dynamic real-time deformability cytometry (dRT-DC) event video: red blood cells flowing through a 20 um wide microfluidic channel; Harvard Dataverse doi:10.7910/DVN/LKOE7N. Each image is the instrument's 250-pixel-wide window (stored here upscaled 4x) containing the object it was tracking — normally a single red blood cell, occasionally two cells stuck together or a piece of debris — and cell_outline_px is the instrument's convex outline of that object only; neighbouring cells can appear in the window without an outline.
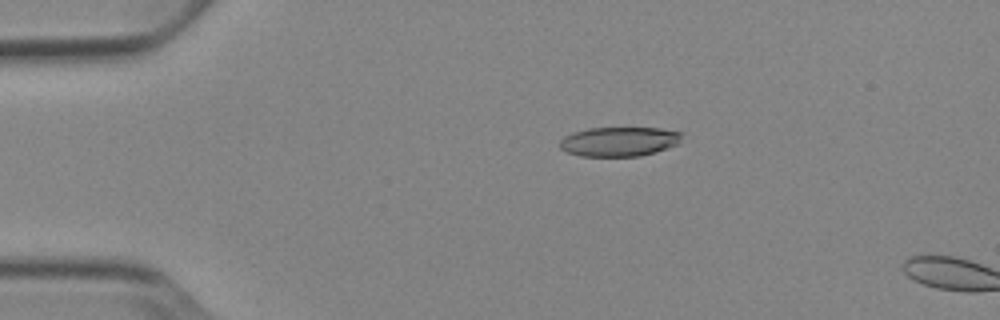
{"species": "Egyptian fruit bat (a non-hibernating species)", "species_latin": "Rousettus aegyptiacus", "temperature_condition": "cold", "stored_images_in_passage": 13, "camera_frame_rate_fps": 3000, "um_per_image_px": 0.085, "animal": {"sex": "female"}, "frame": {"image": 1, "passage_image": 11, "time_ms": 3.333, "image_size_px": [1000, 320], "cell_outline_px": [[684, 132], [676, 144], [656, 152], [640, 156], [580, 156], [568, 152], [560, 148], [560, 140], [564, 136], [572, 132], [588, 128], [660, 128]], "centroid_in_image_um": [52.61, 12.02], "position_along_channel_um": 32.4, "area_um2": 20.92}}